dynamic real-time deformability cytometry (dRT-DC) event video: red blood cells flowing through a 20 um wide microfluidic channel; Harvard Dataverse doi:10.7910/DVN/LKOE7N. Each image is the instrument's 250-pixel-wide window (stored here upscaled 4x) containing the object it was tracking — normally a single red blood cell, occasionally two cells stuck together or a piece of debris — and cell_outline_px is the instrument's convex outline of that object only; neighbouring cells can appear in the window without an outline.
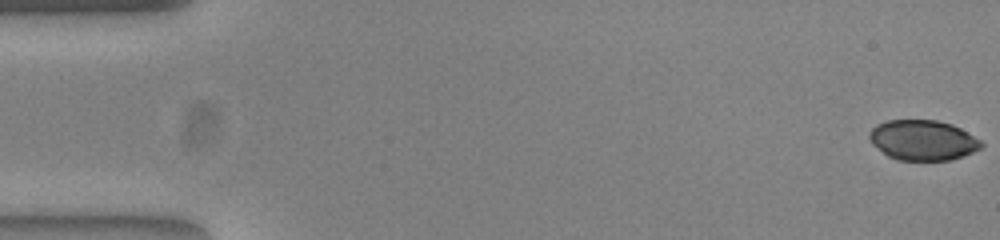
{"species": "common noctule bat (a hibernating species)", "species_latin": "Nyctalus noctula", "temperature_condition": "warm", "stored_images_in_passage": 48, "camera_frame_rate_fps": 3000, "um_per_image_px": 0.085, "animal": {"sex": "female", "body_mass_g": 23.0, "forearm_length_mm": 53.4}, "frame": {"image": 1, "passage_image": 1, "time_ms": 0.0, "image_size_px": [1000, 240], "cell_outline_px": [[984, 148], [964, 156], [952, 160], [896, 160], [888, 156], [872, 144], [868, 136], [868, 132], [876, 124], [888, 120], [936, 120], [952, 124], [960, 128], [980, 140], [984, 144]], "centroid_in_image_um": [78.45, 11.92], "position_along_channel_um": 6.6, "area_um2": 26.47}}
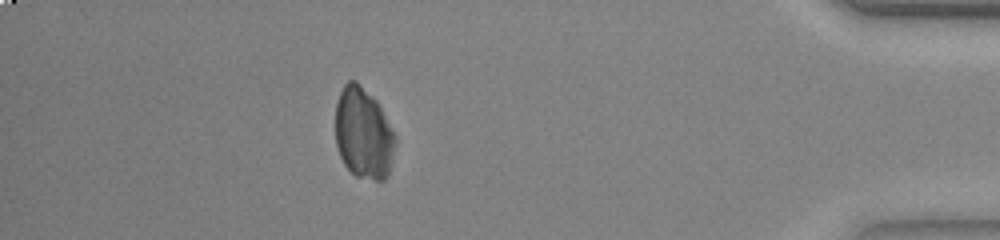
{"frame": {"image": 2, "passage_image": 47, "time_ms": 15.333, "image_size_px": [1000, 240], "cell_outline_px": [[396, 144], [388, 176], [384, 180], [376, 180], [356, 176], [344, 164], [340, 156], [336, 144], [336, 104], [340, 92], [344, 84], [348, 80], [356, 80], [376, 100], [396, 136]], "centroid_in_image_um": [30.9, 11.34], "position_along_channel_um": 404.3, "area_um2": 31.79}}